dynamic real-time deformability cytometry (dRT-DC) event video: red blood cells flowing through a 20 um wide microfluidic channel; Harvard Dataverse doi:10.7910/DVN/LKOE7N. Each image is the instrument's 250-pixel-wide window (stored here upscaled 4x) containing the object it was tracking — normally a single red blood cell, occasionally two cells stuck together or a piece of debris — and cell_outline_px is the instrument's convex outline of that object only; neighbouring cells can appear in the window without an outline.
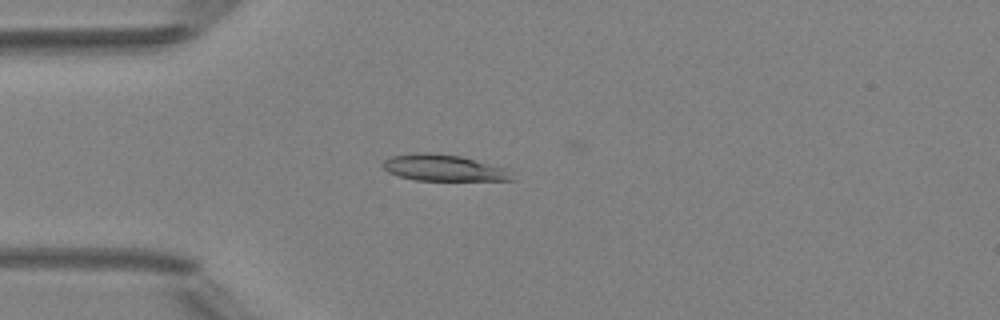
{"species": "Egyptian fruit bat (a non-hibernating species)", "species_latin": "Rousettus aegyptiacus", "temperature_condition": "room temperature", "stored_images_in_passage": 4, "camera_frame_rate_fps": 3000, "um_per_image_px": 0.085, "animal": {"sex": "female"}, "frame": {"image": 1, "passage_image": 4, "time_ms": 3.333, "image_size_px": [1000, 320], "cell_outline_px": [[516, 180], [416, 180], [400, 176], [388, 172], [384, 168], [384, 160], [392, 156], [416, 152], [428, 152], [460, 156], [504, 168]], "centroid_in_image_um": [37.67, 14.26], "position_along_channel_um": 47.3, "area_um2": 19.42}}